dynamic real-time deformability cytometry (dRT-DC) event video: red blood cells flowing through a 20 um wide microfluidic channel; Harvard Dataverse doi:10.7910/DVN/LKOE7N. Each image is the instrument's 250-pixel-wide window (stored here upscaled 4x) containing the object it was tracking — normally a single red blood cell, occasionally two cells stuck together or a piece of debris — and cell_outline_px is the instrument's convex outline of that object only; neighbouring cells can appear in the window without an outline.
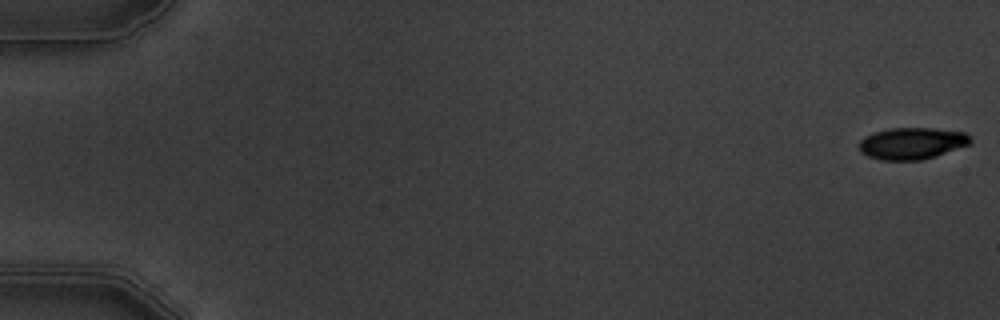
{"species": "common noctule bat (a hibernating species)", "species_latin": "Nyctalus noctula", "temperature_condition": "warm", "stored_images_in_passage": 5, "camera_frame_rate_fps": 3000, "um_per_image_px": 0.085, "animal": {"sex": "male", "body_mass_g": 19.5, "forearm_length_mm": 54.6}, "frame": {"image": 1, "passage_image": 1, "time_ms": 0.0, "image_size_px": [1000, 320], "cell_outline_px": [[972, 144], [936, 156], [920, 160], [880, 160], [868, 156], [860, 152], [860, 140], [864, 136], [872, 132], [888, 128], [932, 128], [964, 132], [972, 136]], "centroid_in_image_um": [77.53, 12.18], "position_along_channel_um": 7.5, "area_um2": 20.87}}